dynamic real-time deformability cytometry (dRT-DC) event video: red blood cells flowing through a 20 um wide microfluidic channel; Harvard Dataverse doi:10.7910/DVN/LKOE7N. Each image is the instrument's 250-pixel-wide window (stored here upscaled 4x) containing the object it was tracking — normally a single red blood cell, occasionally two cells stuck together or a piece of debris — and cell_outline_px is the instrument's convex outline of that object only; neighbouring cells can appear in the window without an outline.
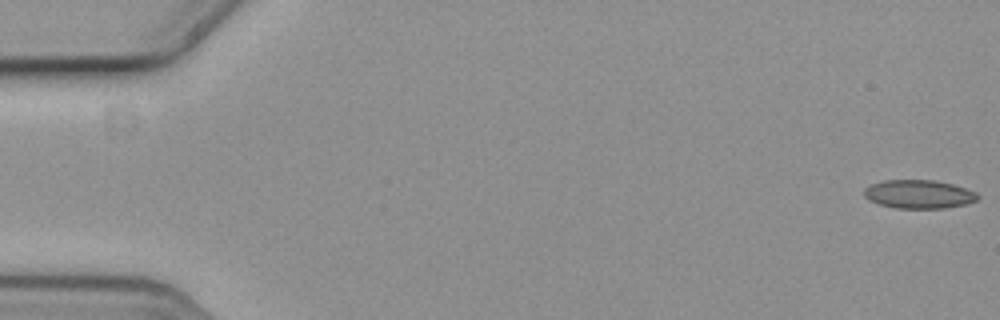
{"species": "common noctule bat (a hibernating species)", "species_latin": "Nyctalus noctula", "temperature_condition": "cold", "stored_images_in_passage": 5, "camera_frame_rate_fps": 3000, "um_per_image_px": 0.085, "animal": {"sex": "female", "body_mass_g": 19.3, "forearm_length_mm": 54.1}, "frame": {"image": 1, "passage_image": 1, "time_ms": 0.0, "image_size_px": [1000, 320], "cell_outline_px": [[980, 196], [976, 200], [964, 204], [944, 208], [896, 208], [880, 204], [868, 200], [864, 196], [864, 188], [872, 184], [884, 180], [936, 180], [952, 184], [976, 192]], "centroid_in_image_um": [78.08, 16.5], "position_along_channel_um": 6.9, "area_um2": 18.79}}
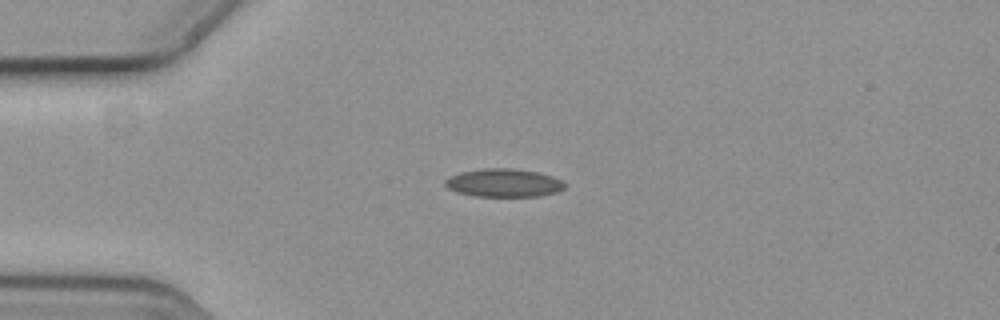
{"frame": {"image": 2, "passage_image": 4, "time_ms": 1.0, "image_size_px": [1000, 320], "cell_outline_px": [[564, 188], [556, 192], [540, 196], [472, 196], [456, 192], [448, 188], [444, 184], [444, 180], [448, 176], [460, 172], [484, 168], [512, 168], [536, 172], [560, 180], [564, 184]], "centroid_in_image_um": [42.73, 15.55], "position_along_channel_um": 42.3, "area_um2": 19.54}}